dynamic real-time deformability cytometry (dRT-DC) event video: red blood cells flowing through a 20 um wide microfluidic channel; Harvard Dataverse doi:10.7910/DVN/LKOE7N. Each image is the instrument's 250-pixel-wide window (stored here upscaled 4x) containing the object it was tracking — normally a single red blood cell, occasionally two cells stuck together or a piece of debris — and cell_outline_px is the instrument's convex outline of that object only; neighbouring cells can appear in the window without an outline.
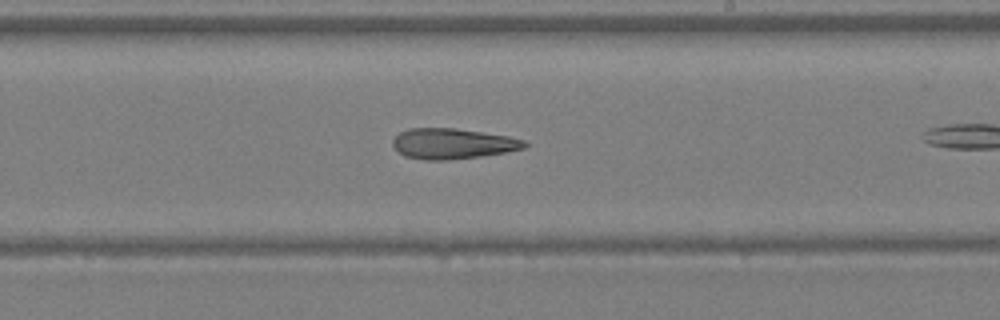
{"species": "Egyptian fruit bat (a non-hibernating species)", "species_latin": "Rousettus aegyptiacus", "temperature_condition": "warm", "stored_images_in_passage": 25, "camera_frame_rate_fps": 3000, "um_per_image_px": 0.085, "animal": {"sex": "female"}, "frame": {"image": 1, "passage_image": 22, "time_ms": 7.0, "image_size_px": [1000, 320], "cell_outline_px": [[528, 144], [524, 148], [504, 152], [480, 156], [448, 160], [424, 160], [404, 156], [392, 144], [392, 140], [400, 132], [408, 128], [456, 128], [508, 136], [524, 140]], "centroid_in_image_um": [38.45, 12.21], "position_along_channel_um": 250.5, "area_um2": 23.29}}